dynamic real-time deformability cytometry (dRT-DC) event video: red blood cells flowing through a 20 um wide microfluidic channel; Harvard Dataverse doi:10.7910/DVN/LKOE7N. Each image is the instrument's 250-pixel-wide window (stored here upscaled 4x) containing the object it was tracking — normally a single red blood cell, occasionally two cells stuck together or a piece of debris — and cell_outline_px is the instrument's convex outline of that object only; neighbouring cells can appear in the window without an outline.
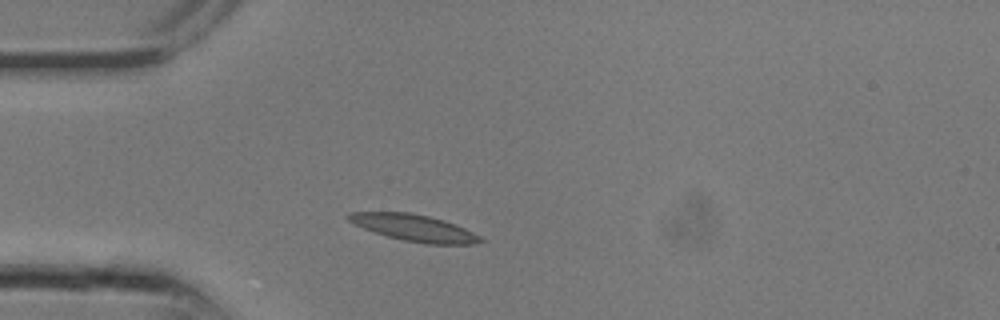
{"species": "common noctule bat (a hibernating species)", "species_latin": "Nyctalus noctula", "temperature_condition": "room temperature", "stored_images_in_passage": 7, "camera_frame_rate_fps": 3000, "um_per_image_px": 0.085, "animal": {"sex": "male", "body_mass_g": 13.3}, "frame": {"image": 1, "passage_image": 3, "time_ms": 0.667, "image_size_px": [1000, 320], "cell_outline_px": [[484, 240], [472, 244], [424, 244], [404, 240], [388, 236], [364, 228], [348, 220], [344, 216], [348, 212], [408, 212], [428, 216], [444, 220], [464, 228], [480, 236]], "centroid_in_image_um": [35.19, 19.36], "position_along_channel_um": 49.8, "area_um2": 20.23}}
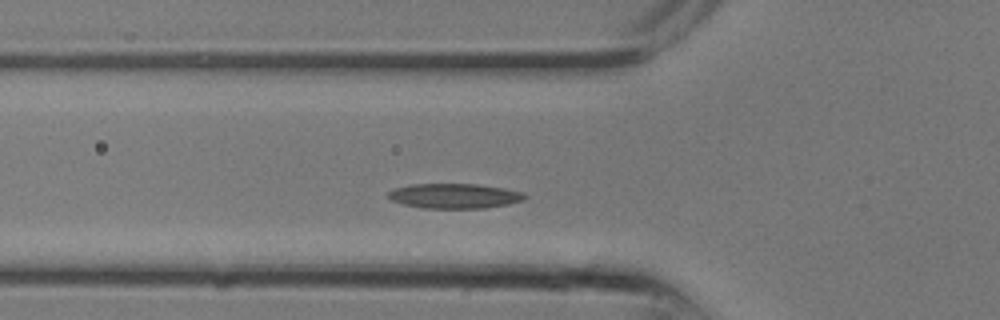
{"frame": {"image": 2, "passage_image": 5, "time_ms": 1.333, "image_size_px": [1000, 320], "cell_outline_px": [[528, 196], [524, 200], [508, 204], [484, 208], [424, 208], [404, 204], [392, 200], [388, 196], [388, 192], [392, 188], [408, 184], [476, 184], [504, 188], [520, 192]], "centroid_in_image_um": [38.61, 16.65], "position_along_channel_um": 87.2, "area_um2": 19.77}}
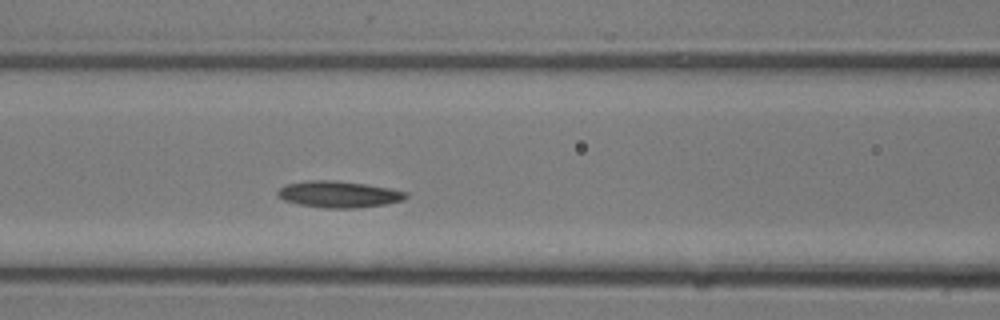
{"frame": {"image": 3, "passage_image": 7, "time_ms": 2.0, "image_size_px": [1000, 320], "cell_outline_px": [[408, 196], [404, 200], [384, 204], [360, 208], [324, 208], [300, 204], [284, 200], [276, 196], [276, 192], [284, 184], [308, 180], [336, 180], [364, 184], [388, 188], [408, 192]], "centroid_in_image_um": [28.77, 16.51], "position_along_channel_um": 137.8, "area_um2": 19.88}}